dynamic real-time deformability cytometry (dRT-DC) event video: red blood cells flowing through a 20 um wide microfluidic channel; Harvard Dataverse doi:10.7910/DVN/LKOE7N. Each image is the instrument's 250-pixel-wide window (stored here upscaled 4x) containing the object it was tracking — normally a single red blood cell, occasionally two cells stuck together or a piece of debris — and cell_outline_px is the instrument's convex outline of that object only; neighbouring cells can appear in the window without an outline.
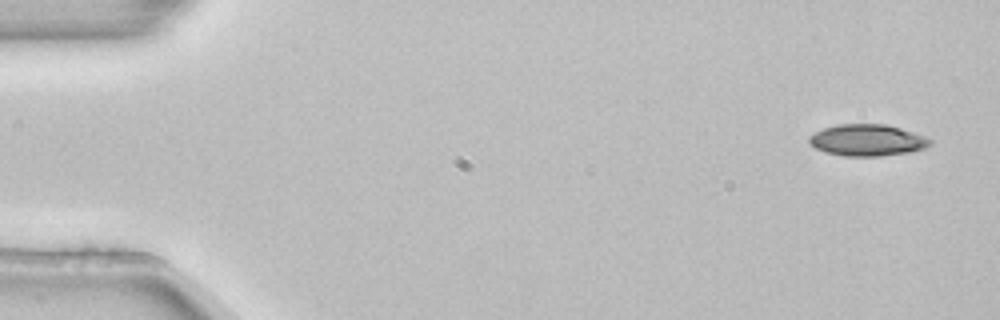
{"species": "common noctule bat (a hibernating species)", "species_latin": "Nyctalus noctula", "temperature_condition": "room temperature", "stored_images_in_passage": 5, "camera_frame_rate_fps": 3000, "um_per_image_px": 0.085, "animal": {"sex": "female", "body_mass_g": 22.7, "forearm_length_mm": 54.2}, "frame": {"image": 1, "passage_image": 1, "time_ms": 0.0, "image_size_px": [1000, 320], "cell_outline_px": [[932, 144], [924, 148], [912, 152], [880, 156], [844, 156], [824, 152], [816, 148], [808, 140], [808, 136], [824, 128], [836, 124], [888, 124], [924, 136], [932, 140]], "centroid_in_image_um": [73.73, 11.92], "position_along_channel_um": 11.3, "area_um2": 22.31}}
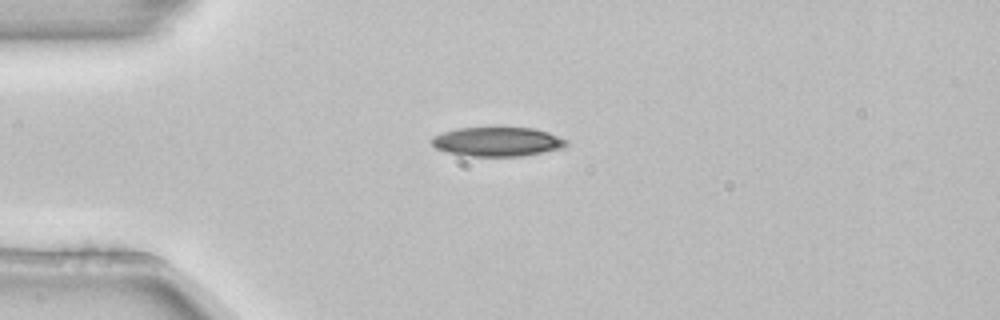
{"frame": {"image": 2, "passage_image": 4, "time_ms": 1.0, "image_size_px": [1000, 320], "cell_outline_px": [[568, 144], [560, 148], [520, 156], [464, 156], [448, 152], [436, 148], [432, 144], [432, 136], [456, 128], [532, 128], [548, 132], [568, 140]], "centroid_in_image_um": [42.25, 12.04], "position_along_channel_um": 42.8, "area_um2": 22.66}}